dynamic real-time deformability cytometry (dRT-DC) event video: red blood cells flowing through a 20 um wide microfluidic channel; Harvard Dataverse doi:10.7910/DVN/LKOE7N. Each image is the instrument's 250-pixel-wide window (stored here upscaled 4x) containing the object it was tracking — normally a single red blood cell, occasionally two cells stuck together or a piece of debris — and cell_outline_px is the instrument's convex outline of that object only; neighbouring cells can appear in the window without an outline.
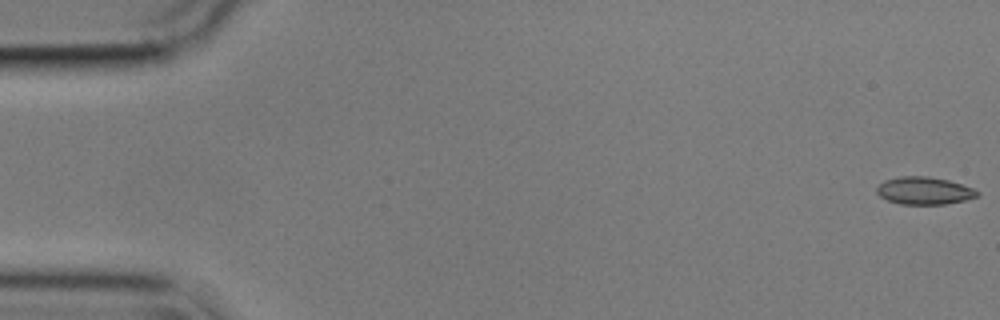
{"species": "common noctule bat (a hibernating species)", "species_latin": "Nyctalus noctula", "temperature_condition": "cold", "stored_images_in_passage": 49, "camera_frame_rate_fps": 3000, "um_per_image_px": 0.085, "animal": {"sex": "male", "body_mass_g": 17.9}, "frame": {"image": 1, "passage_image": 1, "time_ms": 0.0, "image_size_px": [1000, 320], "cell_outline_px": [[980, 192], [976, 196], [964, 200], [944, 204], [900, 204], [888, 200], [880, 196], [876, 192], [876, 188], [884, 180], [900, 176], [928, 176], [948, 180], [972, 188]], "centroid_in_image_um": [78.52, 16.2], "position_along_channel_um": 6.5, "area_um2": 15.95}}
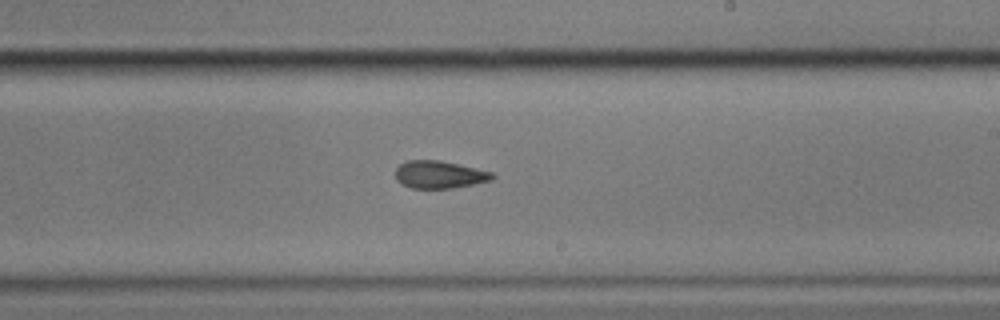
{"frame": {"image": 2, "passage_image": 33, "time_ms": 10.667, "image_size_px": [1000, 320], "cell_outline_px": [[496, 176], [492, 180], [452, 188], [412, 188], [396, 180], [396, 168], [400, 164], [408, 160], [440, 160], [492, 172]], "centroid_in_image_um": [37.35, 14.83], "position_along_channel_um": 251.7, "area_um2": 15.37}}
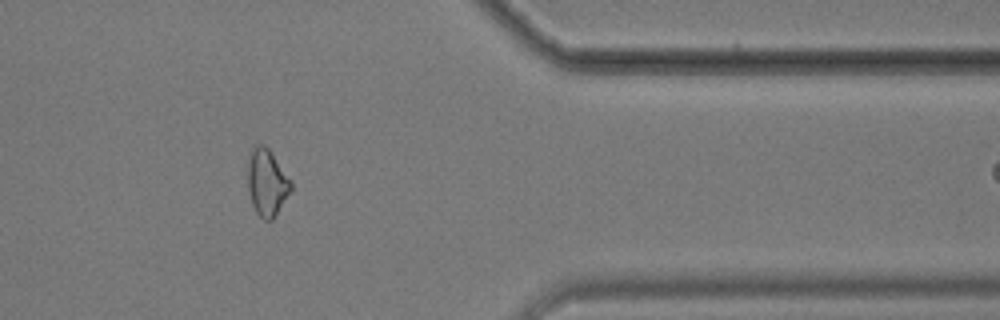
{"frame": {"image": 3, "passage_image": 46, "time_ms": 15.0, "image_size_px": [1000, 320], "cell_outline_px": [[292, 188], [272, 220], [264, 220], [256, 212], [252, 204], [248, 188], [248, 160], [252, 148], [256, 144], [264, 144], [268, 148], [292, 184]], "centroid_in_image_um": [22.66, 15.51], "position_along_channel_um": 388.7, "area_um2": 16.36}}